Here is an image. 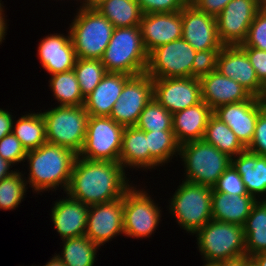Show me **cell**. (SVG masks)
Returning <instances> with one entry per match:
<instances>
[{
  "label": "cell",
  "mask_w": 266,
  "mask_h": 266,
  "mask_svg": "<svg viewBox=\"0 0 266 266\" xmlns=\"http://www.w3.org/2000/svg\"><path fill=\"white\" fill-rule=\"evenodd\" d=\"M119 162L75 160L66 193L88 206L122 198L131 187Z\"/></svg>",
  "instance_id": "6da1fadb"
},
{
  "label": "cell",
  "mask_w": 266,
  "mask_h": 266,
  "mask_svg": "<svg viewBox=\"0 0 266 266\" xmlns=\"http://www.w3.org/2000/svg\"><path fill=\"white\" fill-rule=\"evenodd\" d=\"M77 157L73 150L48 142L27 151L25 159L29 162L30 176L26 184L36 192L56 189L59 185L66 191Z\"/></svg>",
  "instance_id": "7a4b0ae2"
},
{
  "label": "cell",
  "mask_w": 266,
  "mask_h": 266,
  "mask_svg": "<svg viewBox=\"0 0 266 266\" xmlns=\"http://www.w3.org/2000/svg\"><path fill=\"white\" fill-rule=\"evenodd\" d=\"M107 73L137 76L146 72L148 53L139 26L114 28L111 40L100 59Z\"/></svg>",
  "instance_id": "3957f363"
},
{
  "label": "cell",
  "mask_w": 266,
  "mask_h": 266,
  "mask_svg": "<svg viewBox=\"0 0 266 266\" xmlns=\"http://www.w3.org/2000/svg\"><path fill=\"white\" fill-rule=\"evenodd\" d=\"M113 30V24L96 8L81 7L69 31L77 58L101 59Z\"/></svg>",
  "instance_id": "277c9868"
},
{
  "label": "cell",
  "mask_w": 266,
  "mask_h": 266,
  "mask_svg": "<svg viewBox=\"0 0 266 266\" xmlns=\"http://www.w3.org/2000/svg\"><path fill=\"white\" fill-rule=\"evenodd\" d=\"M178 154L186 167V180L211 188L231 165V157L204 140L181 144Z\"/></svg>",
  "instance_id": "5b68a950"
},
{
  "label": "cell",
  "mask_w": 266,
  "mask_h": 266,
  "mask_svg": "<svg viewBox=\"0 0 266 266\" xmlns=\"http://www.w3.org/2000/svg\"><path fill=\"white\" fill-rule=\"evenodd\" d=\"M195 234L206 265L246 254L243 226L212 219Z\"/></svg>",
  "instance_id": "8992f818"
},
{
  "label": "cell",
  "mask_w": 266,
  "mask_h": 266,
  "mask_svg": "<svg viewBox=\"0 0 266 266\" xmlns=\"http://www.w3.org/2000/svg\"><path fill=\"white\" fill-rule=\"evenodd\" d=\"M45 120L46 141L66 147L79 155L85 138L89 113L83 105L60 106L42 113Z\"/></svg>",
  "instance_id": "52a82bcc"
},
{
  "label": "cell",
  "mask_w": 266,
  "mask_h": 266,
  "mask_svg": "<svg viewBox=\"0 0 266 266\" xmlns=\"http://www.w3.org/2000/svg\"><path fill=\"white\" fill-rule=\"evenodd\" d=\"M212 188L187 180L171 198L170 212L184 230L195 234L212 220Z\"/></svg>",
  "instance_id": "ba28073f"
},
{
  "label": "cell",
  "mask_w": 266,
  "mask_h": 266,
  "mask_svg": "<svg viewBox=\"0 0 266 266\" xmlns=\"http://www.w3.org/2000/svg\"><path fill=\"white\" fill-rule=\"evenodd\" d=\"M124 126L106 116H89L86 138L78 156L89 160L118 162Z\"/></svg>",
  "instance_id": "9c48e42d"
},
{
  "label": "cell",
  "mask_w": 266,
  "mask_h": 266,
  "mask_svg": "<svg viewBox=\"0 0 266 266\" xmlns=\"http://www.w3.org/2000/svg\"><path fill=\"white\" fill-rule=\"evenodd\" d=\"M196 52L183 38L161 45L148 54L145 73L152 78L192 77Z\"/></svg>",
  "instance_id": "30bf717a"
},
{
  "label": "cell",
  "mask_w": 266,
  "mask_h": 266,
  "mask_svg": "<svg viewBox=\"0 0 266 266\" xmlns=\"http://www.w3.org/2000/svg\"><path fill=\"white\" fill-rule=\"evenodd\" d=\"M143 190L130 187L123 195L124 234L129 237H150L158 226L160 209Z\"/></svg>",
  "instance_id": "8fae6325"
},
{
  "label": "cell",
  "mask_w": 266,
  "mask_h": 266,
  "mask_svg": "<svg viewBox=\"0 0 266 266\" xmlns=\"http://www.w3.org/2000/svg\"><path fill=\"white\" fill-rule=\"evenodd\" d=\"M263 6L258 0H231L216 16L217 32L224 46L242 44L257 12Z\"/></svg>",
  "instance_id": "7c38bea8"
},
{
  "label": "cell",
  "mask_w": 266,
  "mask_h": 266,
  "mask_svg": "<svg viewBox=\"0 0 266 266\" xmlns=\"http://www.w3.org/2000/svg\"><path fill=\"white\" fill-rule=\"evenodd\" d=\"M153 98V78L144 73L132 76L123 86L110 118L116 123L135 126L147 103Z\"/></svg>",
  "instance_id": "4fadbf2b"
},
{
  "label": "cell",
  "mask_w": 266,
  "mask_h": 266,
  "mask_svg": "<svg viewBox=\"0 0 266 266\" xmlns=\"http://www.w3.org/2000/svg\"><path fill=\"white\" fill-rule=\"evenodd\" d=\"M153 97L170 113L202 102L198 78H153Z\"/></svg>",
  "instance_id": "5bb4252c"
},
{
  "label": "cell",
  "mask_w": 266,
  "mask_h": 266,
  "mask_svg": "<svg viewBox=\"0 0 266 266\" xmlns=\"http://www.w3.org/2000/svg\"><path fill=\"white\" fill-rule=\"evenodd\" d=\"M119 234H124L123 197L89 206L85 233L89 240L101 246Z\"/></svg>",
  "instance_id": "9a60e30c"
},
{
  "label": "cell",
  "mask_w": 266,
  "mask_h": 266,
  "mask_svg": "<svg viewBox=\"0 0 266 266\" xmlns=\"http://www.w3.org/2000/svg\"><path fill=\"white\" fill-rule=\"evenodd\" d=\"M266 107L260 98L225 104L213 110V114L231 128L240 142L247 147L252 141L259 113Z\"/></svg>",
  "instance_id": "2e32d148"
},
{
  "label": "cell",
  "mask_w": 266,
  "mask_h": 266,
  "mask_svg": "<svg viewBox=\"0 0 266 266\" xmlns=\"http://www.w3.org/2000/svg\"><path fill=\"white\" fill-rule=\"evenodd\" d=\"M182 38L196 51L222 49L218 37L216 17L199 10L193 4L182 9Z\"/></svg>",
  "instance_id": "e0dca14e"
},
{
  "label": "cell",
  "mask_w": 266,
  "mask_h": 266,
  "mask_svg": "<svg viewBox=\"0 0 266 266\" xmlns=\"http://www.w3.org/2000/svg\"><path fill=\"white\" fill-rule=\"evenodd\" d=\"M217 71L243 86L252 96L261 98L263 84L256 76L246 52L239 46H223L217 59Z\"/></svg>",
  "instance_id": "ac0fdd59"
},
{
  "label": "cell",
  "mask_w": 266,
  "mask_h": 266,
  "mask_svg": "<svg viewBox=\"0 0 266 266\" xmlns=\"http://www.w3.org/2000/svg\"><path fill=\"white\" fill-rule=\"evenodd\" d=\"M139 27L144 47L149 54L161 45L182 38V10L143 14Z\"/></svg>",
  "instance_id": "d6986e66"
},
{
  "label": "cell",
  "mask_w": 266,
  "mask_h": 266,
  "mask_svg": "<svg viewBox=\"0 0 266 266\" xmlns=\"http://www.w3.org/2000/svg\"><path fill=\"white\" fill-rule=\"evenodd\" d=\"M202 101L212 110L225 104L249 100L252 95L238 82L221 75L217 70L201 77Z\"/></svg>",
  "instance_id": "ffe728a7"
},
{
  "label": "cell",
  "mask_w": 266,
  "mask_h": 266,
  "mask_svg": "<svg viewBox=\"0 0 266 266\" xmlns=\"http://www.w3.org/2000/svg\"><path fill=\"white\" fill-rule=\"evenodd\" d=\"M38 53L43 68L50 75L72 70L77 60L70 32L68 36H46L39 44Z\"/></svg>",
  "instance_id": "44dd1931"
},
{
  "label": "cell",
  "mask_w": 266,
  "mask_h": 266,
  "mask_svg": "<svg viewBox=\"0 0 266 266\" xmlns=\"http://www.w3.org/2000/svg\"><path fill=\"white\" fill-rule=\"evenodd\" d=\"M51 212L55 229L63 240L85 235L88 205L69 196L55 202Z\"/></svg>",
  "instance_id": "7402d4cb"
},
{
  "label": "cell",
  "mask_w": 266,
  "mask_h": 266,
  "mask_svg": "<svg viewBox=\"0 0 266 266\" xmlns=\"http://www.w3.org/2000/svg\"><path fill=\"white\" fill-rule=\"evenodd\" d=\"M131 77L124 73H106L95 89L85 97L83 106L89 116L109 117L124 84Z\"/></svg>",
  "instance_id": "603a6c76"
},
{
  "label": "cell",
  "mask_w": 266,
  "mask_h": 266,
  "mask_svg": "<svg viewBox=\"0 0 266 266\" xmlns=\"http://www.w3.org/2000/svg\"><path fill=\"white\" fill-rule=\"evenodd\" d=\"M213 110L204 102L172 114L173 132L179 145L203 140Z\"/></svg>",
  "instance_id": "cb8c5ba5"
},
{
  "label": "cell",
  "mask_w": 266,
  "mask_h": 266,
  "mask_svg": "<svg viewBox=\"0 0 266 266\" xmlns=\"http://www.w3.org/2000/svg\"><path fill=\"white\" fill-rule=\"evenodd\" d=\"M233 158L231 165L241 176L247 193L254 198L266 194V156L245 149Z\"/></svg>",
  "instance_id": "d4e9b609"
},
{
  "label": "cell",
  "mask_w": 266,
  "mask_h": 266,
  "mask_svg": "<svg viewBox=\"0 0 266 266\" xmlns=\"http://www.w3.org/2000/svg\"><path fill=\"white\" fill-rule=\"evenodd\" d=\"M257 198L249 194L228 196L212 188V219L244 226Z\"/></svg>",
  "instance_id": "484cf974"
},
{
  "label": "cell",
  "mask_w": 266,
  "mask_h": 266,
  "mask_svg": "<svg viewBox=\"0 0 266 266\" xmlns=\"http://www.w3.org/2000/svg\"><path fill=\"white\" fill-rule=\"evenodd\" d=\"M123 168H154L160 165L148 149L145 131L136 126L124 127L120 156L118 161Z\"/></svg>",
  "instance_id": "4316f807"
},
{
  "label": "cell",
  "mask_w": 266,
  "mask_h": 266,
  "mask_svg": "<svg viewBox=\"0 0 266 266\" xmlns=\"http://www.w3.org/2000/svg\"><path fill=\"white\" fill-rule=\"evenodd\" d=\"M94 8L108 19L114 28L139 26L143 16L136 0H100Z\"/></svg>",
  "instance_id": "83f0119b"
},
{
  "label": "cell",
  "mask_w": 266,
  "mask_h": 266,
  "mask_svg": "<svg viewBox=\"0 0 266 266\" xmlns=\"http://www.w3.org/2000/svg\"><path fill=\"white\" fill-rule=\"evenodd\" d=\"M243 227L246 255L251 258L266 251V200L253 205Z\"/></svg>",
  "instance_id": "f1b7e54d"
},
{
  "label": "cell",
  "mask_w": 266,
  "mask_h": 266,
  "mask_svg": "<svg viewBox=\"0 0 266 266\" xmlns=\"http://www.w3.org/2000/svg\"><path fill=\"white\" fill-rule=\"evenodd\" d=\"M203 140L231 158L246 149L231 128L214 114L208 120Z\"/></svg>",
  "instance_id": "f546056e"
},
{
  "label": "cell",
  "mask_w": 266,
  "mask_h": 266,
  "mask_svg": "<svg viewBox=\"0 0 266 266\" xmlns=\"http://www.w3.org/2000/svg\"><path fill=\"white\" fill-rule=\"evenodd\" d=\"M12 132L26 151L37 149L47 142L42 112L23 115L13 126Z\"/></svg>",
  "instance_id": "4dcf8cb0"
},
{
  "label": "cell",
  "mask_w": 266,
  "mask_h": 266,
  "mask_svg": "<svg viewBox=\"0 0 266 266\" xmlns=\"http://www.w3.org/2000/svg\"><path fill=\"white\" fill-rule=\"evenodd\" d=\"M62 241L63 253L57 257L65 266H93L99 245L89 240L86 235Z\"/></svg>",
  "instance_id": "1f68e13d"
},
{
  "label": "cell",
  "mask_w": 266,
  "mask_h": 266,
  "mask_svg": "<svg viewBox=\"0 0 266 266\" xmlns=\"http://www.w3.org/2000/svg\"><path fill=\"white\" fill-rule=\"evenodd\" d=\"M50 86L60 106H81L85 98L81 94L74 70L53 74Z\"/></svg>",
  "instance_id": "d6a6232c"
},
{
  "label": "cell",
  "mask_w": 266,
  "mask_h": 266,
  "mask_svg": "<svg viewBox=\"0 0 266 266\" xmlns=\"http://www.w3.org/2000/svg\"><path fill=\"white\" fill-rule=\"evenodd\" d=\"M143 131H173L172 113L154 97L147 103L135 125Z\"/></svg>",
  "instance_id": "836d02e7"
},
{
  "label": "cell",
  "mask_w": 266,
  "mask_h": 266,
  "mask_svg": "<svg viewBox=\"0 0 266 266\" xmlns=\"http://www.w3.org/2000/svg\"><path fill=\"white\" fill-rule=\"evenodd\" d=\"M73 70L84 98L95 89L107 73L100 59L77 58Z\"/></svg>",
  "instance_id": "e575fe53"
},
{
  "label": "cell",
  "mask_w": 266,
  "mask_h": 266,
  "mask_svg": "<svg viewBox=\"0 0 266 266\" xmlns=\"http://www.w3.org/2000/svg\"><path fill=\"white\" fill-rule=\"evenodd\" d=\"M148 149L150 155L162 164L179 152V144L177 143L173 131H145Z\"/></svg>",
  "instance_id": "d590c367"
},
{
  "label": "cell",
  "mask_w": 266,
  "mask_h": 266,
  "mask_svg": "<svg viewBox=\"0 0 266 266\" xmlns=\"http://www.w3.org/2000/svg\"><path fill=\"white\" fill-rule=\"evenodd\" d=\"M22 175L16 171L0 181V209L12 210L21 203L27 186Z\"/></svg>",
  "instance_id": "8d00e7d4"
},
{
  "label": "cell",
  "mask_w": 266,
  "mask_h": 266,
  "mask_svg": "<svg viewBox=\"0 0 266 266\" xmlns=\"http://www.w3.org/2000/svg\"><path fill=\"white\" fill-rule=\"evenodd\" d=\"M239 46L266 51V6L257 12L249 27L246 40Z\"/></svg>",
  "instance_id": "74e56055"
},
{
  "label": "cell",
  "mask_w": 266,
  "mask_h": 266,
  "mask_svg": "<svg viewBox=\"0 0 266 266\" xmlns=\"http://www.w3.org/2000/svg\"><path fill=\"white\" fill-rule=\"evenodd\" d=\"M213 189L228 196L248 194L241 176L232 165L220 176Z\"/></svg>",
  "instance_id": "f35d334b"
},
{
  "label": "cell",
  "mask_w": 266,
  "mask_h": 266,
  "mask_svg": "<svg viewBox=\"0 0 266 266\" xmlns=\"http://www.w3.org/2000/svg\"><path fill=\"white\" fill-rule=\"evenodd\" d=\"M221 49L197 51L192 65V77L200 79L217 70V59Z\"/></svg>",
  "instance_id": "ab89813d"
},
{
  "label": "cell",
  "mask_w": 266,
  "mask_h": 266,
  "mask_svg": "<svg viewBox=\"0 0 266 266\" xmlns=\"http://www.w3.org/2000/svg\"><path fill=\"white\" fill-rule=\"evenodd\" d=\"M0 155L9 163L15 164L25 161L27 151L12 132L0 140Z\"/></svg>",
  "instance_id": "60d3db41"
},
{
  "label": "cell",
  "mask_w": 266,
  "mask_h": 266,
  "mask_svg": "<svg viewBox=\"0 0 266 266\" xmlns=\"http://www.w3.org/2000/svg\"><path fill=\"white\" fill-rule=\"evenodd\" d=\"M143 14L168 13L181 11L185 7L183 0H136Z\"/></svg>",
  "instance_id": "b9f144b4"
},
{
  "label": "cell",
  "mask_w": 266,
  "mask_h": 266,
  "mask_svg": "<svg viewBox=\"0 0 266 266\" xmlns=\"http://www.w3.org/2000/svg\"><path fill=\"white\" fill-rule=\"evenodd\" d=\"M246 149L266 156V107L259 113L252 141Z\"/></svg>",
  "instance_id": "7bdbcfd3"
},
{
  "label": "cell",
  "mask_w": 266,
  "mask_h": 266,
  "mask_svg": "<svg viewBox=\"0 0 266 266\" xmlns=\"http://www.w3.org/2000/svg\"><path fill=\"white\" fill-rule=\"evenodd\" d=\"M247 54L259 81L266 82V51L253 47H241Z\"/></svg>",
  "instance_id": "ee69618b"
},
{
  "label": "cell",
  "mask_w": 266,
  "mask_h": 266,
  "mask_svg": "<svg viewBox=\"0 0 266 266\" xmlns=\"http://www.w3.org/2000/svg\"><path fill=\"white\" fill-rule=\"evenodd\" d=\"M231 0H195L193 5L208 15L216 17Z\"/></svg>",
  "instance_id": "f6af8a7d"
},
{
  "label": "cell",
  "mask_w": 266,
  "mask_h": 266,
  "mask_svg": "<svg viewBox=\"0 0 266 266\" xmlns=\"http://www.w3.org/2000/svg\"><path fill=\"white\" fill-rule=\"evenodd\" d=\"M12 115L6 110L0 108V140L7 134L12 133L13 123Z\"/></svg>",
  "instance_id": "bcb514c9"
},
{
  "label": "cell",
  "mask_w": 266,
  "mask_h": 266,
  "mask_svg": "<svg viewBox=\"0 0 266 266\" xmlns=\"http://www.w3.org/2000/svg\"><path fill=\"white\" fill-rule=\"evenodd\" d=\"M250 259L251 258L245 254V255L235 257V258H231L228 260L217 262V263L213 264L212 266H245V264Z\"/></svg>",
  "instance_id": "7dc6e473"
},
{
  "label": "cell",
  "mask_w": 266,
  "mask_h": 266,
  "mask_svg": "<svg viewBox=\"0 0 266 266\" xmlns=\"http://www.w3.org/2000/svg\"><path fill=\"white\" fill-rule=\"evenodd\" d=\"M12 164L6 161L1 155H0V181L4 178H7L11 176L16 171H9L10 166Z\"/></svg>",
  "instance_id": "c3c4849f"
},
{
  "label": "cell",
  "mask_w": 266,
  "mask_h": 266,
  "mask_svg": "<svg viewBox=\"0 0 266 266\" xmlns=\"http://www.w3.org/2000/svg\"><path fill=\"white\" fill-rule=\"evenodd\" d=\"M257 266H266V251L260 252L251 257Z\"/></svg>",
  "instance_id": "681fc988"
},
{
  "label": "cell",
  "mask_w": 266,
  "mask_h": 266,
  "mask_svg": "<svg viewBox=\"0 0 266 266\" xmlns=\"http://www.w3.org/2000/svg\"><path fill=\"white\" fill-rule=\"evenodd\" d=\"M2 6L3 5H1L0 4V43L2 42V40H4L5 38H4V35H5V30H6V23H5V16H2L3 15V9H2Z\"/></svg>",
  "instance_id": "f907efd6"
},
{
  "label": "cell",
  "mask_w": 266,
  "mask_h": 266,
  "mask_svg": "<svg viewBox=\"0 0 266 266\" xmlns=\"http://www.w3.org/2000/svg\"><path fill=\"white\" fill-rule=\"evenodd\" d=\"M44 266H64V263L57 257V254L52 257V259L47 262Z\"/></svg>",
  "instance_id": "816d5d0a"
},
{
  "label": "cell",
  "mask_w": 266,
  "mask_h": 266,
  "mask_svg": "<svg viewBox=\"0 0 266 266\" xmlns=\"http://www.w3.org/2000/svg\"><path fill=\"white\" fill-rule=\"evenodd\" d=\"M261 100L266 101V82L263 84Z\"/></svg>",
  "instance_id": "f5cc1de1"
},
{
  "label": "cell",
  "mask_w": 266,
  "mask_h": 266,
  "mask_svg": "<svg viewBox=\"0 0 266 266\" xmlns=\"http://www.w3.org/2000/svg\"><path fill=\"white\" fill-rule=\"evenodd\" d=\"M100 0H87V6L94 7Z\"/></svg>",
  "instance_id": "db71d44e"
},
{
  "label": "cell",
  "mask_w": 266,
  "mask_h": 266,
  "mask_svg": "<svg viewBox=\"0 0 266 266\" xmlns=\"http://www.w3.org/2000/svg\"><path fill=\"white\" fill-rule=\"evenodd\" d=\"M245 266H257V264L252 260L250 259L246 264Z\"/></svg>",
  "instance_id": "11a10c76"
},
{
  "label": "cell",
  "mask_w": 266,
  "mask_h": 266,
  "mask_svg": "<svg viewBox=\"0 0 266 266\" xmlns=\"http://www.w3.org/2000/svg\"><path fill=\"white\" fill-rule=\"evenodd\" d=\"M195 0H183L185 4H193Z\"/></svg>",
  "instance_id": "9f6ffc18"
},
{
  "label": "cell",
  "mask_w": 266,
  "mask_h": 266,
  "mask_svg": "<svg viewBox=\"0 0 266 266\" xmlns=\"http://www.w3.org/2000/svg\"><path fill=\"white\" fill-rule=\"evenodd\" d=\"M262 6H266V0H258Z\"/></svg>",
  "instance_id": "6f0895ef"
},
{
  "label": "cell",
  "mask_w": 266,
  "mask_h": 266,
  "mask_svg": "<svg viewBox=\"0 0 266 266\" xmlns=\"http://www.w3.org/2000/svg\"><path fill=\"white\" fill-rule=\"evenodd\" d=\"M84 6H87V0H83V4L80 7H84Z\"/></svg>",
  "instance_id": "680465c9"
}]
</instances>
